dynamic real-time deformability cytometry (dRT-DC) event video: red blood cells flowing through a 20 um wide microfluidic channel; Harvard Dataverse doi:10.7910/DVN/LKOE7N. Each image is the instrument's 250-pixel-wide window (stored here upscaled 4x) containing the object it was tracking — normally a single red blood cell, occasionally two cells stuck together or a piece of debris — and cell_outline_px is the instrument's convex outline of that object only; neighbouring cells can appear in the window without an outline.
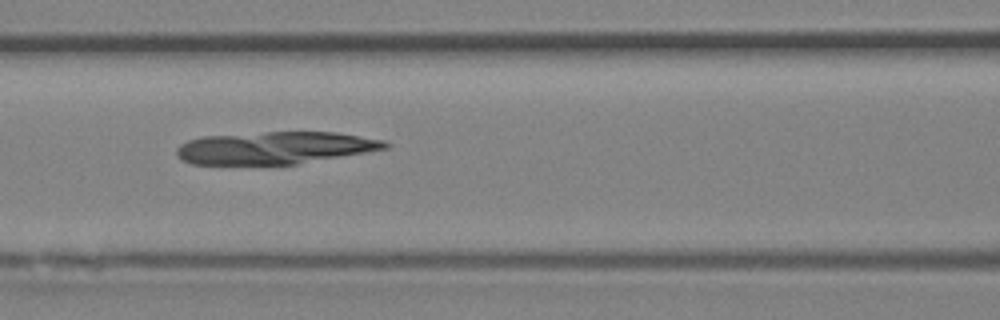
{"species": "Egyptian fruit bat (a non-hibernating species)", "species_latin": "Rousettus aegyptiacus", "temperature_condition": "room temperature", "stored_images_in_passage": 41, "camera_frame_rate_fps": 3000, "um_per_image_px": 0.085, "animal": {"sex": "female"}, "frame": {"image": 1, "passage_image": 18, "time_ms": 5.667, "image_size_px": [1000, 320], "cell_outline_px": [[392, 144], [388, 148], [296, 164], [192, 164], [180, 160], [176, 156], [176, 148], [180, 144], [188, 140], [200, 136], [268, 132], [336, 132], [384, 140]], "centroid_in_image_um": [23.32, 12.56], "position_along_channel_um": 143.3, "area_um2": 39.3}}
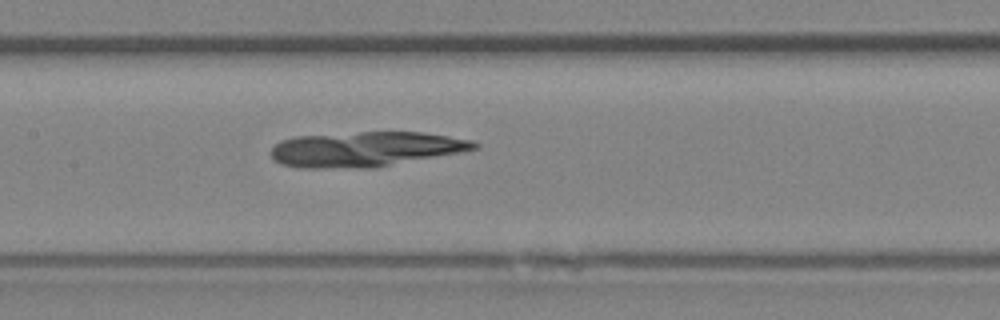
{"frame": {"image": 2, "passage_image": 20, "time_ms": 6.333, "image_size_px": [1000, 320], "cell_outline_px": [[480, 148], [464, 152], [372, 168], [300, 168], [280, 164], [272, 156], [272, 148], [280, 140], [296, 136], [360, 132], [424, 132], [472, 140], [480, 144]], "centroid_in_image_um": [31.11, 12.68], "position_along_channel_um": 176.3, "area_um2": 41.67}}
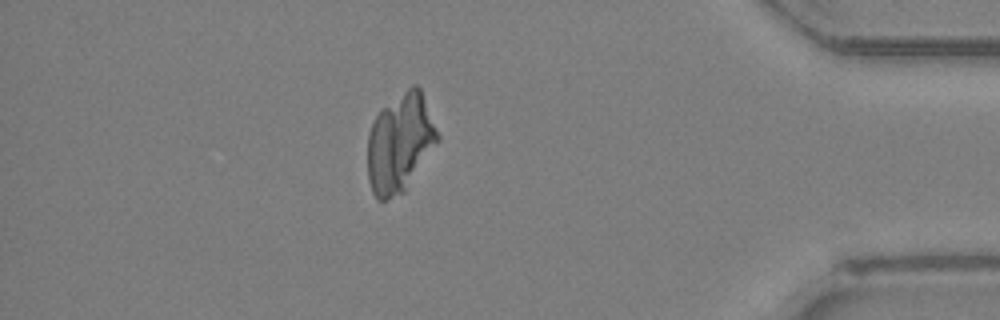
{"frame": {"image": 3, "passage_image": 36, "time_ms": 11.667, "image_size_px": [1000, 320], "cell_outline_px": [[440, 140], [404, 192], [384, 200], [376, 200], [372, 192], [368, 180], [368, 136], [372, 124], [380, 108], [412, 84], [416, 84], [420, 88], [440, 136]], "centroid_in_image_um": [34.0, 12.15], "position_along_channel_um": 401.2, "area_um2": 40.34}}